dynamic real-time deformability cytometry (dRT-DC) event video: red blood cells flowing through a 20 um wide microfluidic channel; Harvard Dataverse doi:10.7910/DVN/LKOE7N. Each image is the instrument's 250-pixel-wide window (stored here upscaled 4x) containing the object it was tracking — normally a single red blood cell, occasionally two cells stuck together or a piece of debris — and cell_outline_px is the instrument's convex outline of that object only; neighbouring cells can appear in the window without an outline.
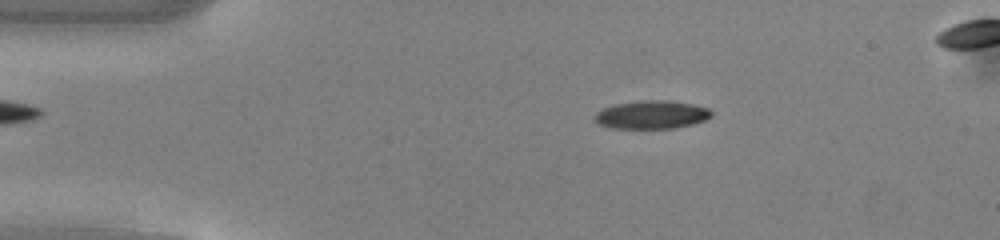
{"species": "common noctule bat (a hibernating species)", "species_latin": "Nyctalus noctula", "temperature_condition": "warm", "stored_images_in_passage": 41, "camera_frame_rate_fps": 3000, "um_per_image_px": 0.085, "animal": {"sex": "male", "body_mass_g": 13.0, "forearm_length_mm": 53.1}, "frame": {"image": 1, "passage_image": 1, "time_ms": 0.0, "image_size_px": [1000, 240], "cell_outline_px": [[712, 116], [704, 120], [692, 124], [676, 128], [608, 128], [596, 124], [592, 120], [592, 116], [596, 112], [604, 108], [616, 104], [640, 100], [668, 100], [692, 104], [708, 108], [712, 112]], "centroid_in_image_um": [55.32, 9.75], "position_along_channel_um": 29.7, "area_um2": 19.42}}
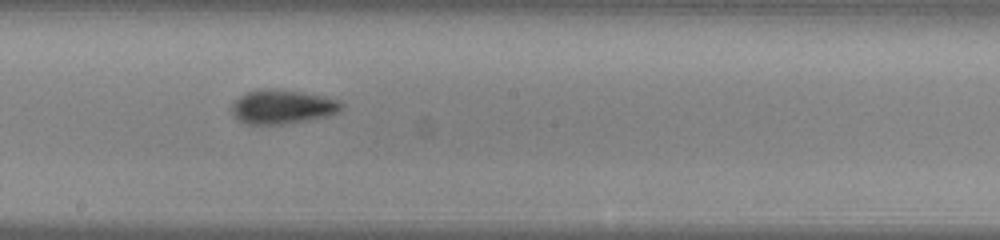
{"frame": {"image": 2, "passage_image": 19, "time_ms": 6.0, "image_size_px": [1000, 240], "cell_outline_px": [[344, 108], [340, 112], [328, 116], [308, 120], [284, 124], [244, 124], [232, 112], [232, 100], [248, 92], [264, 88], [268, 88], [304, 92], [324, 96], [340, 100], [344, 104]], "centroid_in_image_um": [24.05, 9.07], "position_along_channel_um": 224.2, "area_um2": 22.02}}
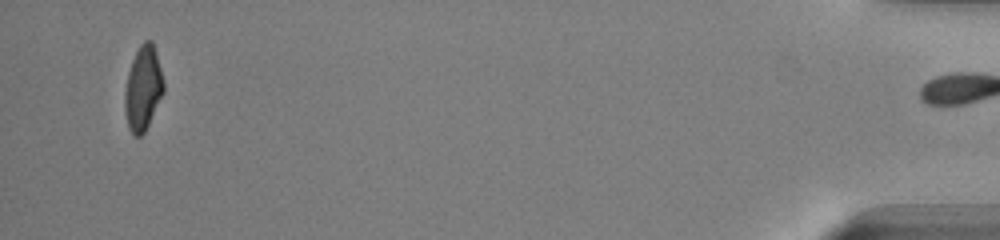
{"frame": {"image": 3, "passage_image": 40, "time_ms": 13.0, "image_size_px": [1000, 240], "cell_outline_px": [[164, 92], [144, 132], [140, 136], [132, 136], [128, 128], [124, 108], [124, 92], [128, 72], [132, 60], [140, 44], [144, 40], [152, 40], [156, 52], [164, 80]], "centroid_in_image_um": [12.15, 7.5], "position_along_channel_um": 423.1, "area_um2": 19.19}, "authors_computed_cell_mechanics": {"area_um2": 20.2878, "velocity_mm_per_s": 4.1114, "shape_relaxation_time_tau1_ms": 3.614, "shape_relaxation_time_tau2_ms": 3.0273, "deformation_change_tau1": 0.1452, "deformation_change_tau2": 0.1019}}